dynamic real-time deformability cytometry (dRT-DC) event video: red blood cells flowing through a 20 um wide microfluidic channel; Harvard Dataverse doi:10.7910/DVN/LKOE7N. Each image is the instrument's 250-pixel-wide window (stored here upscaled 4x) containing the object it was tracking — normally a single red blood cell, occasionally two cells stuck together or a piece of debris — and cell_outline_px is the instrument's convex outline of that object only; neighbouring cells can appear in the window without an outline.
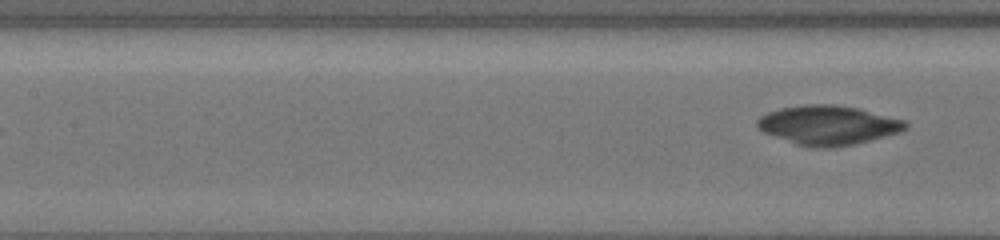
{"species": "common noctule bat (a hibernating species)", "species_latin": "Nyctalus noctula", "temperature_condition": "cold", "stored_images_in_passage": 11, "segment_of_instrument_passage": [2, 2], "camera_frame_rate_fps": 3000, "um_per_image_px": 0.085, "animal": {"sex": "female", "body_mass_g": 19.5, "forearm_length_mm": 54.1}, "frame": {"image": 1, "passage_image": 11, "time_ms": 9.667, "image_size_px": [1000, 240], "cell_outline_px": [[908, 124], [904, 128], [896, 132], [856, 144], [836, 148], [808, 148], [796, 144], [764, 132], [756, 124], [756, 120], [760, 116], [768, 112], [780, 108], [804, 104], [832, 104], [860, 108], [904, 120]], "centroid_in_image_um": [70.35, 10.64], "position_along_channel_um": 137.1, "area_um2": 33.87}}